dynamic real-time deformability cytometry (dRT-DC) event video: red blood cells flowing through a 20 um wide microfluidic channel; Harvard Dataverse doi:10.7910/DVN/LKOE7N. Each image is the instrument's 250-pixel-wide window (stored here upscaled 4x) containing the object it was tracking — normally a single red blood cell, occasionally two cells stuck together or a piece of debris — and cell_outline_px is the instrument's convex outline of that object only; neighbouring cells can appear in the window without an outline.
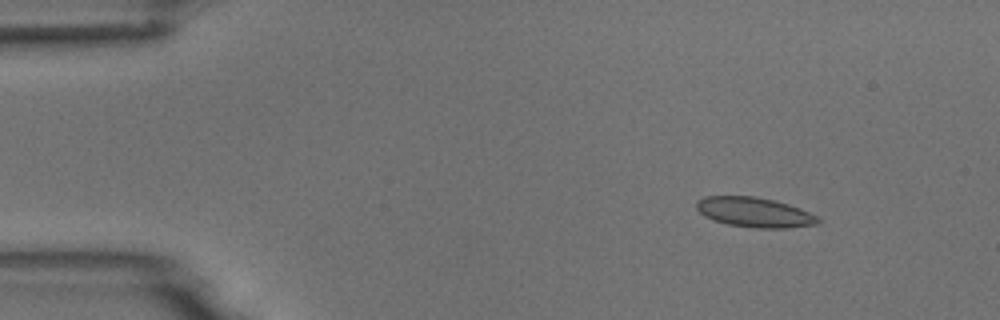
{"species": "common noctule bat (a hibernating species)", "species_latin": "Nyctalus noctula", "temperature_condition": "room temperature", "stored_images_in_passage": 6, "camera_frame_rate_fps": 3000, "um_per_image_px": 0.085, "animal": {"sex": "male", "body_mass_g": 18.8}, "frame": {"image": 1, "passage_image": 2, "time_ms": 1.333, "image_size_px": [1000, 320], "cell_outline_px": [[820, 224], [784, 228], [756, 228], [728, 224], [712, 220], [704, 216], [696, 208], [696, 200], [704, 196], [752, 196], [772, 200], [788, 204], [800, 208], [816, 216], [820, 220]], "centroid_in_image_um": [64.1, 18.04], "position_along_channel_um": 20.9, "area_um2": 21.1}}
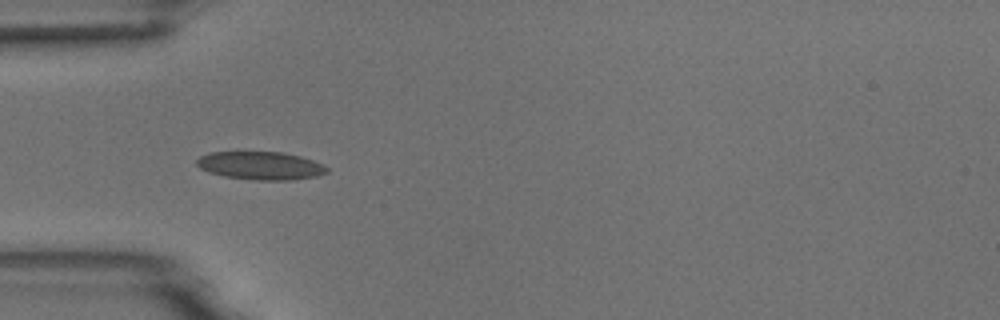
{"frame": {"image": 2, "passage_image": 5, "time_ms": 4.667, "image_size_px": [1000, 320], "cell_outline_px": [[328, 172], [316, 176], [292, 180], [256, 180], [224, 176], [208, 172], [200, 168], [196, 164], [196, 160], [200, 156], [208, 152], [284, 152], [300, 156], [324, 164], [328, 168]], "centroid_in_image_um": [22.15, 14.07], "position_along_channel_um": 62.9, "area_um2": 21.39}}